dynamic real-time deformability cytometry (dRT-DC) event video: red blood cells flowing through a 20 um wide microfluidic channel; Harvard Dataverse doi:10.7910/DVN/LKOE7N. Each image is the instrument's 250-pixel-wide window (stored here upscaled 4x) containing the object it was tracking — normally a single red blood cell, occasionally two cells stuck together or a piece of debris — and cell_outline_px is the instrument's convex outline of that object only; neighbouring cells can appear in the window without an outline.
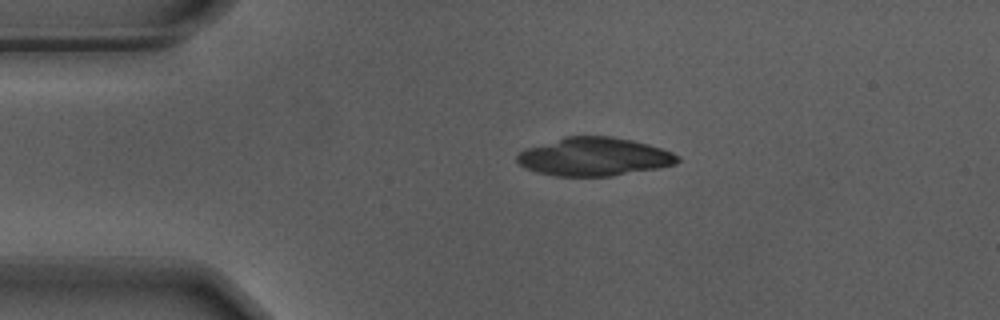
{"species": "Egyptian fruit bat (a non-hibernating species)", "species_latin": "Rousettus aegyptiacus", "temperature_condition": "warm", "stored_images_in_passage": 44, "camera_frame_rate_fps": 3000, "um_per_image_px": 0.085, "animal": {"sex": "male"}, "frame": {"image": 1, "passage_image": 1, "time_ms": 0.0, "image_size_px": [1000, 320], "cell_outline_px": [[680, 160], [676, 164], [660, 168], [612, 176], [556, 176], [540, 172], [528, 168], [520, 164], [516, 160], [516, 156], [520, 152], [528, 148], [564, 136], [612, 136], [632, 140], [648, 144], [672, 152], [680, 156]], "centroid_in_image_um": [50.56, 13.32], "position_along_channel_um": 34.4, "area_um2": 35.72}}